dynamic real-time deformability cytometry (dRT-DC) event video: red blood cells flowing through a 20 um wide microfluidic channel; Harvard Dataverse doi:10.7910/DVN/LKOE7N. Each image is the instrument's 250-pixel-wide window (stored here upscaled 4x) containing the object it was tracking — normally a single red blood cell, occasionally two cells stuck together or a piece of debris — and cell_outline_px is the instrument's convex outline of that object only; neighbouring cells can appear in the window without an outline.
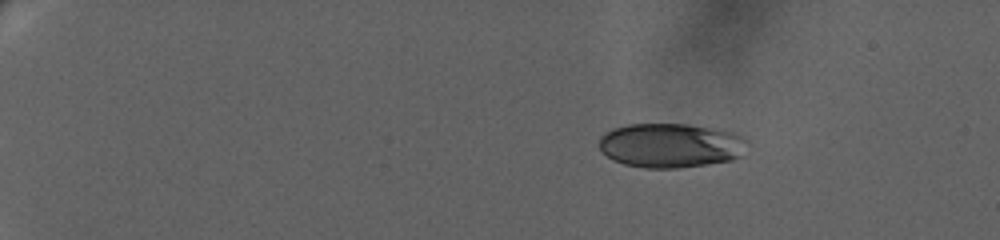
{"species": "human", "species_latin": "Homo sapiens", "temperature_condition": "warm", "stored_images_in_passage": 19, "camera_frame_rate_fps": 3000, "um_per_image_px": 0.085, "donor": {"sex": "female"}, "frame": {"image": 1, "passage_image": 1, "time_ms": 0.0, "image_size_px": [1000, 240], "cell_outline_px": [[748, 140], [740, 156], [732, 160], [708, 164], [676, 168], [644, 168], [624, 164], [612, 160], [600, 148], [600, 136], [604, 132], [612, 128], [628, 124], [688, 124], [712, 128], [732, 132]], "centroid_in_image_um": [56.98, 12.36], "position_along_channel_um": 28.0, "area_um2": 38.32}}
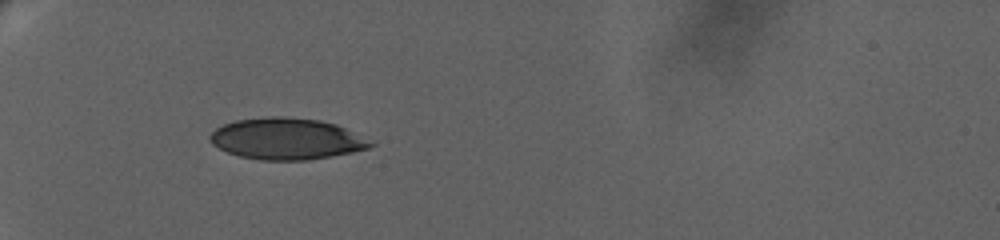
{"frame": {"image": 2, "passage_image": 18, "time_ms": 4.333, "image_size_px": [1000, 240], "cell_outline_px": [[376, 144], [368, 148], [352, 152], [332, 156], [304, 160], [260, 160], [240, 156], [228, 152], [212, 144], [208, 140], [208, 136], [216, 128], [224, 124], [236, 120], [268, 116], [288, 116], [320, 120], [336, 124], [376, 140]], "centroid_in_image_um": [24.41, 11.79], "position_along_channel_um": 60.6, "area_um2": 39.19}}